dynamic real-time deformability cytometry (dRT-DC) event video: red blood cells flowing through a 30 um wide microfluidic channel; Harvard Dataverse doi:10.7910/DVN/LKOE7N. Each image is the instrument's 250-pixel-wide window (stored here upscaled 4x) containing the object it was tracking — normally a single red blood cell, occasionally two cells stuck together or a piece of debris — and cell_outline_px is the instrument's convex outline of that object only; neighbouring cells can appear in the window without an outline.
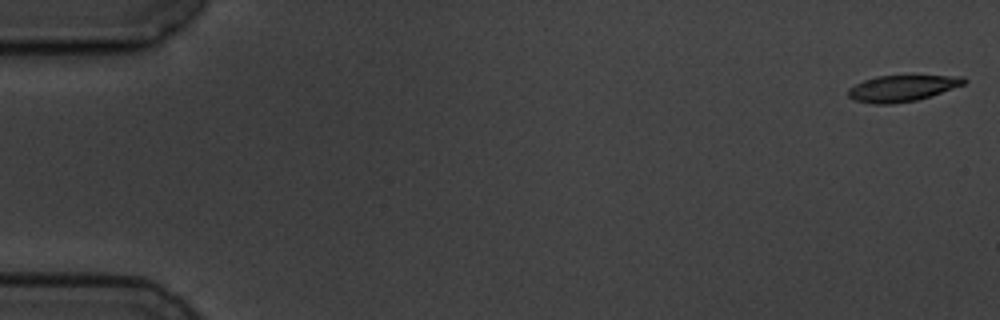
{"species": "common noctule bat (a hibernating species)", "species_latin": "Nyctalus noctula", "temperature_condition": "cold", "stored_images_in_passage": 8, "camera_frame_rate_fps": 3000, "um_per_image_px": 0.085, "animal": {"sex": "male", "body_mass_g": 19.5, "forearm_length_mm": 54.6}, "frame": {"image": 1, "passage_image": 1, "time_ms": 0.0, "image_size_px": [1000, 320], "cell_outline_px": [[968, 80], [964, 84], [916, 100], [892, 104], [872, 104], [852, 100], [848, 96], [848, 88], [864, 80], [876, 76], [964, 76]], "centroid_in_image_um": [76.62, 7.51], "position_along_channel_um": 8.4, "area_um2": 17.51}}
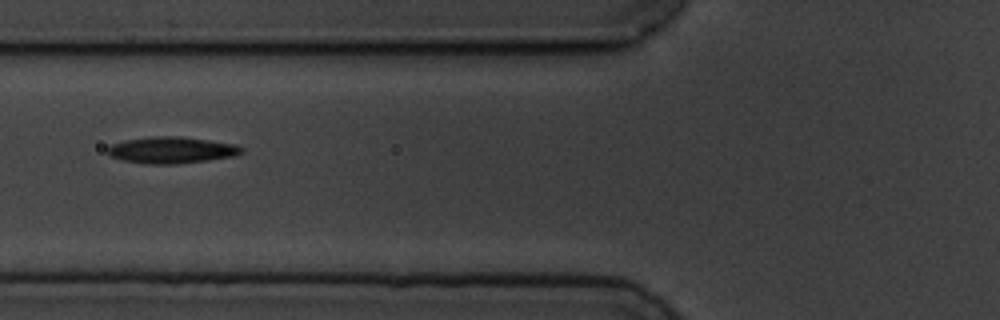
{"frame": {"image": 2, "passage_image": 7, "time_ms": 7.0, "image_size_px": [1000, 320], "cell_outline_px": [[244, 152], [236, 156], [208, 160], [176, 164], [144, 164], [124, 160], [112, 156], [108, 152], [108, 148], [112, 144], [124, 140], [152, 136], [180, 136], [236, 144], [244, 148]], "centroid_in_image_um": [14.64, 12.75], "position_along_channel_um": 111.2, "area_um2": 20.75}}
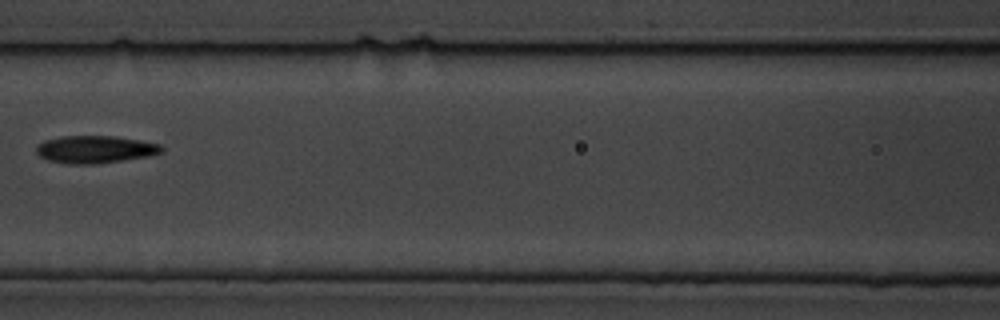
{"frame": {"image": 3, "passage_image": 8, "time_ms": 8.333, "image_size_px": [1000, 320], "cell_outline_px": [[164, 152], [148, 156], [96, 164], [64, 164], [48, 160], [40, 156], [36, 152], [36, 144], [44, 140], [60, 136], [116, 136], [140, 140], [160, 144], [164, 148]], "centroid_in_image_um": [8.07, 12.69], "position_along_channel_um": 158.5, "area_um2": 20.29}}